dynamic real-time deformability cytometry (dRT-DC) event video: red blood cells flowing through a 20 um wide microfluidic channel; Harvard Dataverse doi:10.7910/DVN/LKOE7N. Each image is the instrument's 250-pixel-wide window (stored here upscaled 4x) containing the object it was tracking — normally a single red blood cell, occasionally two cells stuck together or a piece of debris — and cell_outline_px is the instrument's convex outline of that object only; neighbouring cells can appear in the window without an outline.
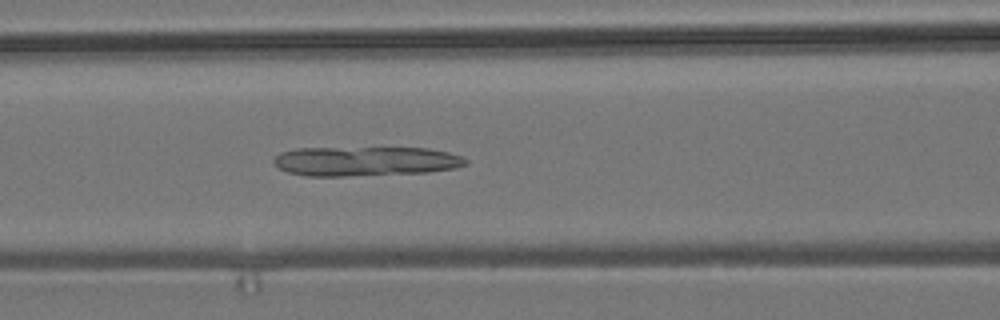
{"species": "common noctule bat (a hibernating species)", "species_latin": "Nyctalus noctula", "temperature_condition": "room temperature", "stored_images_in_passage": 46, "camera_frame_rate_fps": 3000, "um_per_image_px": 0.085, "animal": {"sex": "male", "body_mass_g": 19.2, "forearm_length_mm": 51.8}, "frame": {"image": 1, "passage_image": 14, "time_ms": 4.333, "image_size_px": [1000, 320], "cell_outline_px": [[468, 164], [456, 168], [428, 172], [344, 176], [308, 176], [288, 172], [272, 164], [272, 160], [280, 152], [296, 148], [428, 148], [448, 152], [460, 156], [468, 160]], "centroid_in_image_um": [31.05, 13.7], "position_along_channel_um": 135.5, "area_um2": 33.06}}
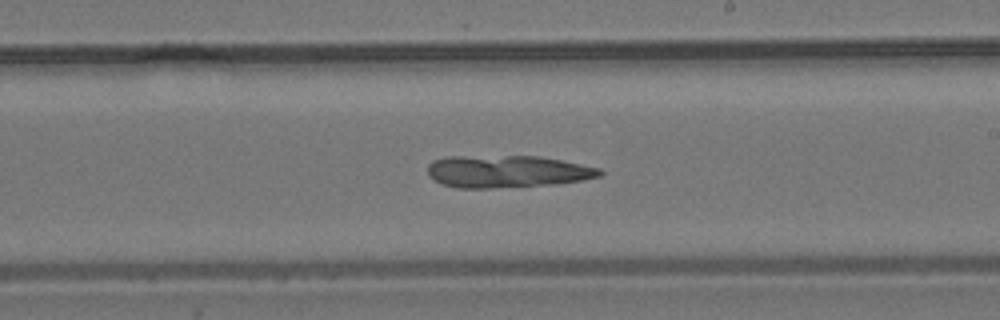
{"frame": {"image": 2, "passage_image": 23, "time_ms": 7.333, "image_size_px": [1000, 320], "cell_outline_px": [[604, 172], [600, 176], [580, 180], [556, 184], [492, 188], [456, 188], [444, 184], [428, 176], [428, 164], [432, 160], [444, 156], [540, 156], [600, 168]], "centroid_in_image_um": [43.07, 14.57], "position_along_channel_um": 245.9, "area_um2": 32.43}}
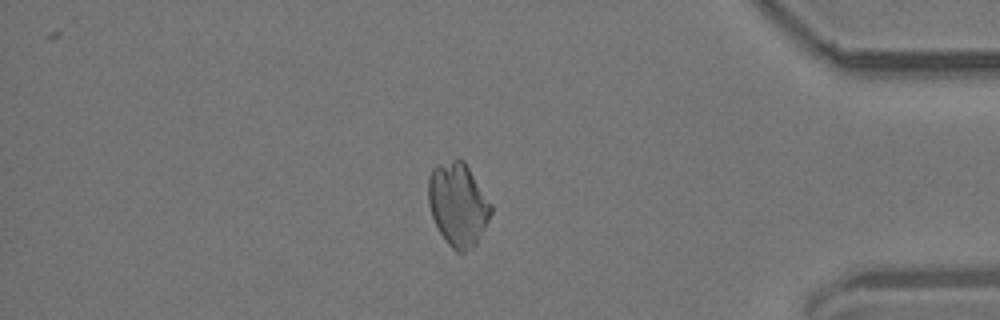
{"frame": {"image": 3, "passage_image": 38, "time_ms": 12.333, "image_size_px": [1000, 320], "cell_outline_px": [[492, 212], [476, 244], [464, 252], [456, 252], [448, 244], [440, 232], [432, 216], [428, 204], [428, 176], [432, 168], [436, 164], [456, 156], [464, 160], [492, 204]], "centroid_in_image_um": [38.91, 17.31], "position_along_channel_um": 396.3, "area_um2": 30.69}}